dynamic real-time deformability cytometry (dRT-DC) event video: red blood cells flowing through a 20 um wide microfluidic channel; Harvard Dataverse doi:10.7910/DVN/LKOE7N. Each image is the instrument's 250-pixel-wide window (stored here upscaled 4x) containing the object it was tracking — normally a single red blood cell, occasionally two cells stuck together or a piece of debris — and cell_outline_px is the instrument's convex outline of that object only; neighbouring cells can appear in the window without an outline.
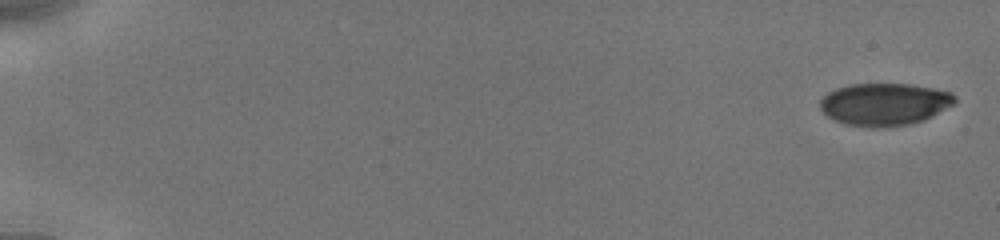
{"species": "human", "species_latin": "Homo sapiens", "temperature_condition": "cold", "stored_images_in_passage": 44, "camera_frame_rate_fps": 3000, "um_per_image_px": 0.085, "donor": {"sex": "male"}, "frame": {"image": 1, "passage_image": 1, "time_ms": 0.0, "image_size_px": [1000, 240], "cell_outline_px": [[956, 100], [952, 104], [924, 120], [912, 124], [888, 128], [872, 128], [844, 124], [828, 116], [820, 108], [820, 100], [828, 92], [836, 88], [848, 84], [908, 84], [932, 88], [952, 92], [956, 96]], "centroid_in_image_um": [75.16, 8.87], "position_along_channel_um": 9.8, "area_um2": 33.41}}
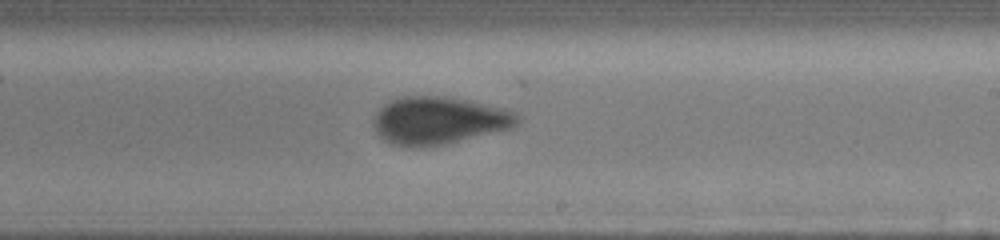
{"frame": {"image": 2, "passage_image": 26, "time_ms": 11.0, "image_size_px": [1000, 240], "cell_outline_px": [[520, 120], [512, 128], [424, 148], [408, 148], [392, 144], [384, 140], [376, 132], [376, 112], [388, 100], [404, 96], [448, 96], [472, 100], [516, 112], [520, 116]], "centroid_in_image_um": [37.3, 10.23], "position_along_channel_um": 251.7, "area_um2": 39.94}}
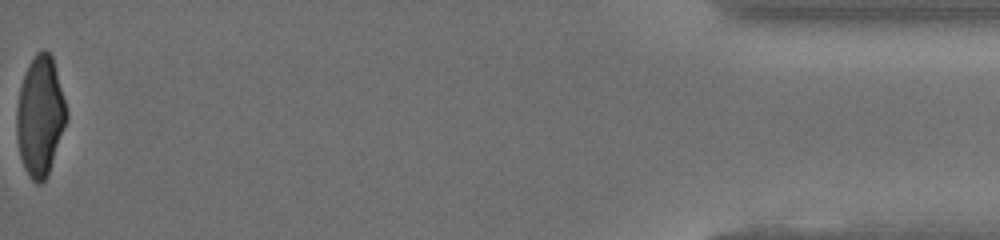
{"frame": {"image": 3, "passage_image": 44, "time_ms": 17.667, "image_size_px": [1000, 240], "cell_outline_px": [[68, 120], [48, 176], [40, 184], [36, 184], [28, 176], [24, 168], [20, 156], [16, 136], [16, 108], [20, 88], [28, 64], [36, 52], [44, 48], [52, 56], [68, 112]], "centroid_in_image_um": [3.42, 9.9], "position_along_channel_um": 431.8, "area_um2": 35.2}, "authors_computed_cell_mechanics": {"area_um2": 37.4833, "velocity_mm_per_s": 3.9229, "shape_relaxation_time_tau1_ms": 4.2907, "shape_relaxation_time_tau2_ms": 0.6779, "deformation_change_tau1": 0.1491, "deformation_change_tau2": 0.0425}}